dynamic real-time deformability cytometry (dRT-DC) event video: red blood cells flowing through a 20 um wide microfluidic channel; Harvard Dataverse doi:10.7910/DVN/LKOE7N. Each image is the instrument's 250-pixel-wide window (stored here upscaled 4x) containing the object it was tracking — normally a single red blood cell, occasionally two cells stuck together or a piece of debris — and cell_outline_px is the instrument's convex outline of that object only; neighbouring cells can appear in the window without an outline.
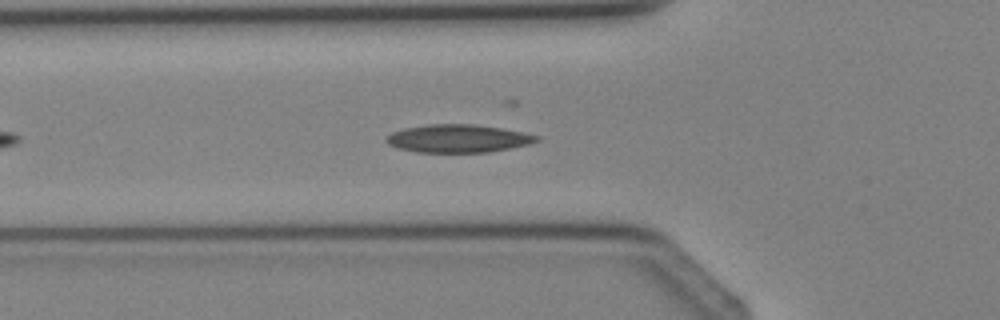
{"species": "Egyptian fruit bat (a non-hibernating species)", "species_latin": "Rousettus aegyptiacus", "temperature_condition": "cold", "stored_images_in_passage": 6, "camera_frame_rate_fps": 3000, "um_per_image_px": 0.085, "animal": {"sex": "female"}, "frame": {"image": 1, "passage_image": 6, "time_ms": 5.667, "image_size_px": [1000, 320], "cell_outline_px": [[540, 140], [528, 144], [488, 152], [416, 152], [396, 148], [388, 144], [384, 140], [392, 132], [404, 128], [428, 124], [472, 124], [500, 128], [524, 132], [540, 136]], "centroid_in_image_um": [38.91, 11.77], "position_along_channel_um": 86.9, "area_um2": 24.45}}